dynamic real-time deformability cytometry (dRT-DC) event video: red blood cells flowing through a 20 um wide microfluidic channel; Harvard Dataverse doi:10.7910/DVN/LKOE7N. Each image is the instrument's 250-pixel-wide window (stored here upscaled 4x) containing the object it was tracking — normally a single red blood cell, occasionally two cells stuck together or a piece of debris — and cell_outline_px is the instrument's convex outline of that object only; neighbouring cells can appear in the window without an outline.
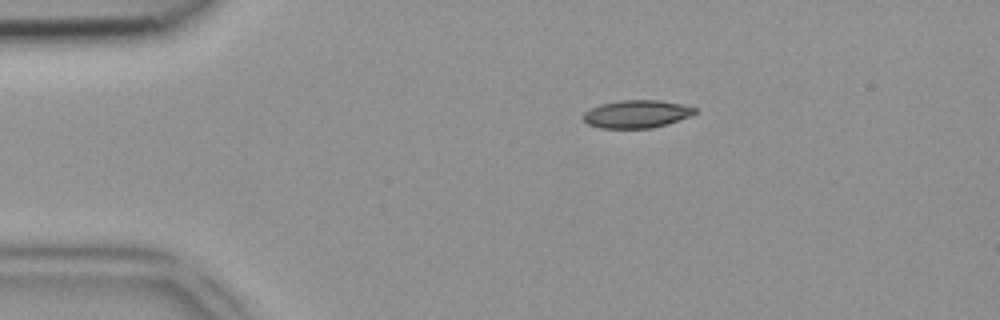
{"species": "common noctule bat (a hibernating species)", "species_latin": "Nyctalus noctula", "temperature_condition": "room temperature", "stored_images_in_passage": 41, "camera_frame_rate_fps": 3000, "um_per_image_px": 0.085, "animal": {"sex": "female", "body_mass_g": 18.4}, "frame": {"image": 1, "passage_image": 2, "time_ms": 0.333, "image_size_px": [1000, 320], "cell_outline_px": [[696, 112], [692, 116], [668, 124], [652, 128], [600, 128], [588, 124], [580, 116], [584, 112], [600, 104], [620, 100], [660, 100], [684, 104], [696, 108]], "centroid_in_image_um": [54.13, 9.69], "position_along_channel_um": 30.9, "area_um2": 18.32}}
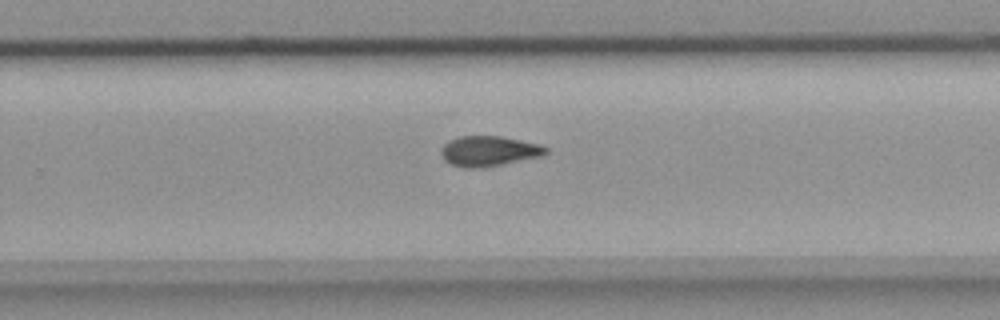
{"frame": {"image": 2, "passage_image": 24, "time_ms": 7.667, "image_size_px": [1000, 320], "cell_outline_px": [[548, 152], [540, 156], [500, 164], [476, 168], [464, 168], [452, 164], [444, 160], [440, 152], [444, 144], [448, 140], [456, 136], [500, 136], [540, 144], [548, 148]], "centroid_in_image_um": [41.51, 12.82], "position_along_channel_um": 288.3, "area_um2": 18.26}}
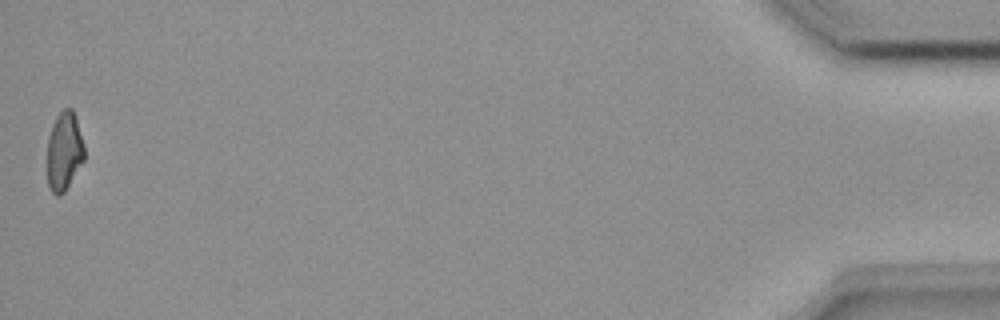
{"frame": {"image": 3, "passage_image": 41, "time_ms": 13.333, "image_size_px": [1000, 320], "cell_outline_px": [[84, 160], [64, 192], [60, 196], [56, 196], [52, 192], [48, 184], [48, 136], [52, 124], [56, 116], [64, 108], [72, 108], [84, 144]], "centroid_in_image_um": [5.45, 12.86], "position_along_channel_um": 429.7, "area_um2": 16.88}}